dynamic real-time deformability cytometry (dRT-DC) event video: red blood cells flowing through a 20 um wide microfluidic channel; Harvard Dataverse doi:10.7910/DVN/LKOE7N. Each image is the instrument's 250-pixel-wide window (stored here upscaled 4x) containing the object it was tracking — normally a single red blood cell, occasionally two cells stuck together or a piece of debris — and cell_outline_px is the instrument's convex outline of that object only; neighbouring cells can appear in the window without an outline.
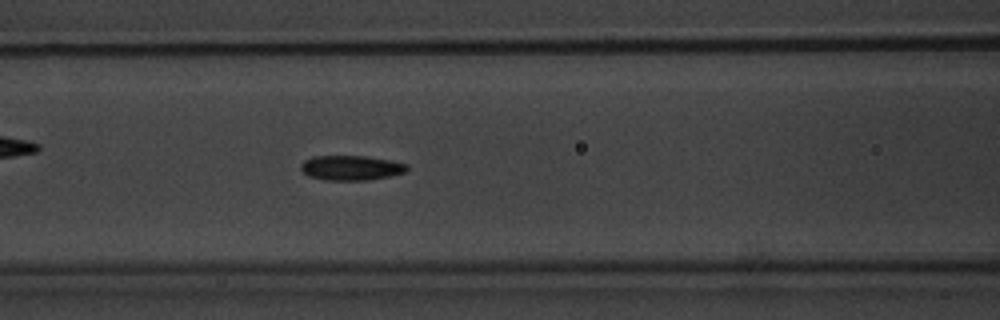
{"species": "common noctule bat (a hibernating species)", "species_latin": "Nyctalus noctula", "temperature_condition": "warm", "stored_images_in_passage": 8, "camera_frame_rate_fps": 3000, "um_per_image_px": 0.085, "animal": {"sex": "male", "body_mass_g": 20.1, "forearm_length_mm": 53.5}, "frame": {"image": 1, "passage_image": 8, "time_ms": 9.0, "image_size_px": [1000, 320], "cell_outline_px": [[408, 168], [404, 172], [388, 176], [368, 180], [324, 180], [308, 176], [300, 168], [300, 164], [304, 160], [312, 156], [364, 156], [392, 160], [408, 164]], "centroid_in_image_um": [29.82, 14.26], "position_along_channel_um": 136.8, "area_um2": 15.37}}